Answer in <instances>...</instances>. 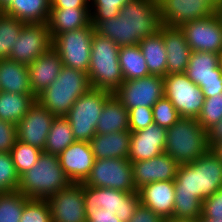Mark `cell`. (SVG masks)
<instances>
[{"label":"cell","mask_w":222,"mask_h":222,"mask_svg":"<svg viewBox=\"0 0 222 222\" xmlns=\"http://www.w3.org/2000/svg\"><path fill=\"white\" fill-rule=\"evenodd\" d=\"M25 24L15 17L0 13V60L9 59L10 51Z\"/></svg>","instance_id":"34"},{"label":"cell","mask_w":222,"mask_h":222,"mask_svg":"<svg viewBox=\"0 0 222 222\" xmlns=\"http://www.w3.org/2000/svg\"><path fill=\"white\" fill-rule=\"evenodd\" d=\"M90 23V8L51 9L47 26L53 40L58 34L84 28Z\"/></svg>","instance_id":"26"},{"label":"cell","mask_w":222,"mask_h":222,"mask_svg":"<svg viewBox=\"0 0 222 222\" xmlns=\"http://www.w3.org/2000/svg\"><path fill=\"white\" fill-rule=\"evenodd\" d=\"M209 149L216 143L222 142V120L206 131Z\"/></svg>","instance_id":"47"},{"label":"cell","mask_w":222,"mask_h":222,"mask_svg":"<svg viewBox=\"0 0 222 222\" xmlns=\"http://www.w3.org/2000/svg\"><path fill=\"white\" fill-rule=\"evenodd\" d=\"M35 101L34 95L0 91V119L17 124Z\"/></svg>","instance_id":"31"},{"label":"cell","mask_w":222,"mask_h":222,"mask_svg":"<svg viewBox=\"0 0 222 222\" xmlns=\"http://www.w3.org/2000/svg\"><path fill=\"white\" fill-rule=\"evenodd\" d=\"M185 74L203 92L204 98L222 93V69L219 54L212 52H191Z\"/></svg>","instance_id":"13"},{"label":"cell","mask_w":222,"mask_h":222,"mask_svg":"<svg viewBox=\"0 0 222 222\" xmlns=\"http://www.w3.org/2000/svg\"><path fill=\"white\" fill-rule=\"evenodd\" d=\"M41 153L39 148L17 140L10 152L17 173L21 176L29 171L38 162Z\"/></svg>","instance_id":"36"},{"label":"cell","mask_w":222,"mask_h":222,"mask_svg":"<svg viewBox=\"0 0 222 222\" xmlns=\"http://www.w3.org/2000/svg\"><path fill=\"white\" fill-rule=\"evenodd\" d=\"M219 66L222 69V51L219 53Z\"/></svg>","instance_id":"55"},{"label":"cell","mask_w":222,"mask_h":222,"mask_svg":"<svg viewBox=\"0 0 222 222\" xmlns=\"http://www.w3.org/2000/svg\"><path fill=\"white\" fill-rule=\"evenodd\" d=\"M120 47L94 32L88 78L91 88L114 92L124 81L119 64Z\"/></svg>","instance_id":"7"},{"label":"cell","mask_w":222,"mask_h":222,"mask_svg":"<svg viewBox=\"0 0 222 222\" xmlns=\"http://www.w3.org/2000/svg\"><path fill=\"white\" fill-rule=\"evenodd\" d=\"M28 197L19 191L0 193V222H20Z\"/></svg>","instance_id":"35"},{"label":"cell","mask_w":222,"mask_h":222,"mask_svg":"<svg viewBox=\"0 0 222 222\" xmlns=\"http://www.w3.org/2000/svg\"><path fill=\"white\" fill-rule=\"evenodd\" d=\"M87 222H121L116 215L113 217H95V219H87Z\"/></svg>","instance_id":"49"},{"label":"cell","mask_w":222,"mask_h":222,"mask_svg":"<svg viewBox=\"0 0 222 222\" xmlns=\"http://www.w3.org/2000/svg\"><path fill=\"white\" fill-rule=\"evenodd\" d=\"M90 8V0H51V9Z\"/></svg>","instance_id":"46"},{"label":"cell","mask_w":222,"mask_h":222,"mask_svg":"<svg viewBox=\"0 0 222 222\" xmlns=\"http://www.w3.org/2000/svg\"><path fill=\"white\" fill-rule=\"evenodd\" d=\"M13 0H0V11L3 12Z\"/></svg>","instance_id":"51"},{"label":"cell","mask_w":222,"mask_h":222,"mask_svg":"<svg viewBox=\"0 0 222 222\" xmlns=\"http://www.w3.org/2000/svg\"><path fill=\"white\" fill-rule=\"evenodd\" d=\"M167 129L155 123L137 132H131L129 157L131 162L150 160L164 153Z\"/></svg>","instance_id":"20"},{"label":"cell","mask_w":222,"mask_h":222,"mask_svg":"<svg viewBox=\"0 0 222 222\" xmlns=\"http://www.w3.org/2000/svg\"><path fill=\"white\" fill-rule=\"evenodd\" d=\"M157 2L164 26L180 27L186 22L216 13V10L205 0H157Z\"/></svg>","instance_id":"18"},{"label":"cell","mask_w":222,"mask_h":222,"mask_svg":"<svg viewBox=\"0 0 222 222\" xmlns=\"http://www.w3.org/2000/svg\"><path fill=\"white\" fill-rule=\"evenodd\" d=\"M140 204L151 209L164 220L172 219L175 189L174 181H158L147 184L137 190Z\"/></svg>","instance_id":"23"},{"label":"cell","mask_w":222,"mask_h":222,"mask_svg":"<svg viewBox=\"0 0 222 222\" xmlns=\"http://www.w3.org/2000/svg\"><path fill=\"white\" fill-rule=\"evenodd\" d=\"M0 91L33 95L27 65L10 59L0 60Z\"/></svg>","instance_id":"27"},{"label":"cell","mask_w":222,"mask_h":222,"mask_svg":"<svg viewBox=\"0 0 222 222\" xmlns=\"http://www.w3.org/2000/svg\"><path fill=\"white\" fill-rule=\"evenodd\" d=\"M209 150L207 134L195 118L181 117L167 128L165 153L179 165L196 161Z\"/></svg>","instance_id":"6"},{"label":"cell","mask_w":222,"mask_h":222,"mask_svg":"<svg viewBox=\"0 0 222 222\" xmlns=\"http://www.w3.org/2000/svg\"><path fill=\"white\" fill-rule=\"evenodd\" d=\"M51 10V0H13L3 11L26 24H47Z\"/></svg>","instance_id":"28"},{"label":"cell","mask_w":222,"mask_h":222,"mask_svg":"<svg viewBox=\"0 0 222 222\" xmlns=\"http://www.w3.org/2000/svg\"><path fill=\"white\" fill-rule=\"evenodd\" d=\"M131 1L133 0H90L92 25L95 26L98 22L117 17L119 9Z\"/></svg>","instance_id":"37"},{"label":"cell","mask_w":222,"mask_h":222,"mask_svg":"<svg viewBox=\"0 0 222 222\" xmlns=\"http://www.w3.org/2000/svg\"><path fill=\"white\" fill-rule=\"evenodd\" d=\"M17 141L16 124L0 119V153L11 152Z\"/></svg>","instance_id":"44"},{"label":"cell","mask_w":222,"mask_h":222,"mask_svg":"<svg viewBox=\"0 0 222 222\" xmlns=\"http://www.w3.org/2000/svg\"><path fill=\"white\" fill-rule=\"evenodd\" d=\"M131 132L129 130L110 134H96L90 141V147L96 160L129 157Z\"/></svg>","instance_id":"25"},{"label":"cell","mask_w":222,"mask_h":222,"mask_svg":"<svg viewBox=\"0 0 222 222\" xmlns=\"http://www.w3.org/2000/svg\"><path fill=\"white\" fill-rule=\"evenodd\" d=\"M208 2L215 10H217L218 6L221 4L222 0H205Z\"/></svg>","instance_id":"52"},{"label":"cell","mask_w":222,"mask_h":222,"mask_svg":"<svg viewBox=\"0 0 222 222\" xmlns=\"http://www.w3.org/2000/svg\"><path fill=\"white\" fill-rule=\"evenodd\" d=\"M20 222H52L47 200L29 199L24 205Z\"/></svg>","instance_id":"40"},{"label":"cell","mask_w":222,"mask_h":222,"mask_svg":"<svg viewBox=\"0 0 222 222\" xmlns=\"http://www.w3.org/2000/svg\"><path fill=\"white\" fill-rule=\"evenodd\" d=\"M52 222H87L83 184L71 183L47 199Z\"/></svg>","instance_id":"16"},{"label":"cell","mask_w":222,"mask_h":222,"mask_svg":"<svg viewBox=\"0 0 222 222\" xmlns=\"http://www.w3.org/2000/svg\"><path fill=\"white\" fill-rule=\"evenodd\" d=\"M152 113L154 123L166 129L181 118L171 101L165 96L152 107Z\"/></svg>","instance_id":"41"},{"label":"cell","mask_w":222,"mask_h":222,"mask_svg":"<svg viewBox=\"0 0 222 222\" xmlns=\"http://www.w3.org/2000/svg\"><path fill=\"white\" fill-rule=\"evenodd\" d=\"M60 166L72 183H83L95 163L88 142L75 141L59 156Z\"/></svg>","instance_id":"21"},{"label":"cell","mask_w":222,"mask_h":222,"mask_svg":"<svg viewBox=\"0 0 222 222\" xmlns=\"http://www.w3.org/2000/svg\"><path fill=\"white\" fill-rule=\"evenodd\" d=\"M192 52L222 51V22L215 13L212 16L186 22L180 26Z\"/></svg>","instance_id":"14"},{"label":"cell","mask_w":222,"mask_h":222,"mask_svg":"<svg viewBox=\"0 0 222 222\" xmlns=\"http://www.w3.org/2000/svg\"><path fill=\"white\" fill-rule=\"evenodd\" d=\"M199 222H222V218L220 220L215 219H205L203 216L199 218Z\"/></svg>","instance_id":"53"},{"label":"cell","mask_w":222,"mask_h":222,"mask_svg":"<svg viewBox=\"0 0 222 222\" xmlns=\"http://www.w3.org/2000/svg\"><path fill=\"white\" fill-rule=\"evenodd\" d=\"M179 164L170 155L161 153L150 160L132 162L136 190L158 181H174Z\"/></svg>","instance_id":"19"},{"label":"cell","mask_w":222,"mask_h":222,"mask_svg":"<svg viewBox=\"0 0 222 222\" xmlns=\"http://www.w3.org/2000/svg\"><path fill=\"white\" fill-rule=\"evenodd\" d=\"M82 184L124 192L137 191L133 180L132 162L124 158L95 160L88 177Z\"/></svg>","instance_id":"11"},{"label":"cell","mask_w":222,"mask_h":222,"mask_svg":"<svg viewBox=\"0 0 222 222\" xmlns=\"http://www.w3.org/2000/svg\"><path fill=\"white\" fill-rule=\"evenodd\" d=\"M222 187V162L208 150L189 164L179 165L174 180V219H199L203 201Z\"/></svg>","instance_id":"1"},{"label":"cell","mask_w":222,"mask_h":222,"mask_svg":"<svg viewBox=\"0 0 222 222\" xmlns=\"http://www.w3.org/2000/svg\"><path fill=\"white\" fill-rule=\"evenodd\" d=\"M129 130V111L114 94L105 102L96 127V134Z\"/></svg>","instance_id":"29"},{"label":"cell","mask_w":222,"mask_h":222,"mask_svg":"<svg viewBox=\"0 0 222 222\" xmlns=\"http://www.w3.org/2000/svg\"><path fill=\"white\" fill-rule=\"evenodd\" d=\"M83 198L87 219L116 217L129 222L140 204L138 192H124L112 188L83 185Z\"/></svg>","instance_id":"4"},{"label":"cell","mask_w":222,"mask_h":222,"mask_svg":"<svg viewBox=\"0 0 222 222\" xmlns=\"http://www.w3.org/2000/svg\"><path fill=\"white\" fill-rule=\"evenodd\" d=\"M217 15L220 17L221 22H222V2L221 4L218 6L217 10H216Z\"/></svg>","instance_id":"54"},{"label":"cell","mask_w":222,"mask_h":222,"mask_svg":"<svg viewBox=\"0 0 222 222\" xmlns=\"http://www.w3.org/2000/svg\"><path fill=\"white\" fill-rule=\"evenodd\" d=\"M89 89L88 73L63 66L57 79L36 100L55 117H65L75 101Z\"/></svg>","instance_id":"5"},{"label":"cell","mask_w":222,"mask_h":222,"mask_svg":"<svg viewBox=\"0 0 222 222\" xmlns=\"http://www.w3.org/2000/svg\"><path fill=\"white\" fill-rule=\"evenodd\" d=\"M55 116L37 100L16 124L17 140L44 151L46 139Z\"/></svg>","instance_id":"17"},{"label":"cell","mask_w":222,"mask_h":222,"mask_svg":"<svg viewBox=\"0 0 222 222\" xmlns=\"http://www.w3.org/2000/svg\"><path fill=\"white\" fill-rule=\"evenodd\" d=\"M27 67L32 93L37 97L57 79L63 63L59 52L51 46Z\"/></svg>","instance_id":"22"},{"label":"cell","mask_w":222,"mask_h":222,"mask_svg":"<svg viewBox=\"0 0 222 222\" xmlns=\"http://www.w3.org/2000/svg\"><path fill=\"white\" fill-rule=\"evenodd\" d=\"M52 44L47 24H25L10 51L9 59L28 66L47 51Z\"/></svg>","instance_id":"15"},{"label":"cell","mask_w":222,"mask_h":222,"mask_svg":"<svg viewBox=\"0 0 222 222\" xmlns=\"http://www.w3.org/2000/svg\"><path fill=\"white\" fill-rule=\"evenodd\" d=\"M167 53V74L185 73L189 63L191 48L180 27H160Z\"/></svg>","instance_id":"24"},{"label":"cell","mask_w":222,"mask_h":222,"mask_svg":"<svg viewBox=\"0 0 222 222\" xmlns=\"http://www.w3.org/2000/svg\"><path fill=\"white\" fill-rule=\"evenodd\" d=\"M165 222H199V219H169Z\"/></svg>","instance_id":"50"},{"label":"cell","mask_w":222,"mask_h":222,"mask_svg":"<svg viewBox=\"0 0 222 222\" xmlns=\"http://www.w3.org/2000/svg\"><path fill=\"white\" fill-rule=\"evenodd\" d=\"M112 95L107 90L91 88L75 101L65 118L70 123L76 141L89 143L96 135L102 109Z\"/></svg>","instance_id":"8"},{"label":"cell","mask_w":222,"mask_h":222,"mask_svg":"<svg viewBox=\"0 0 222 222\" xmlns=\"http://www.w3.org/2000/svg\"><path fill=\"white\" fill-rule=\"evenodd\" d=\"M75 141L69 121L65 117H55L51 124L43 152L59 156Z\"/></svg>","instance_id":"33"},{"label":"cell","mask_w":222,"mask_h":222,"mask_svg":"<svg viewBox=\"0 0 222 222\" xmlns=\"http://www.w3.org/2000/svg\"><path fill=\"white\" fill-rule=\"evenodd\" d=\"M154 123L152 107H137L129 110V131L137 132Z\"/></svg>","instance_id":"42"},{"label":"cell","mask_w":222,"mask_h":222,"mask_svg":"<svg viewBox=\"0 0 222 222\" xmlns=\"http://www.w3.org/2000/svg\"><path fill=\"white\" fill-rule=\"evenodd\" d=\"M222 120V93L205 98L197 122L207 131L214 124Z\"/></svg>","instance_id":"39"},{"label":"cell","mask_w":222,"mask_h":222,"mask_svg":"<svg viewBox=\"0 0 222 222\" xmlns=\"http://www.w3.org/2000/svg\"><path fill=\"white\" fill-rule=\"evenodd\" d=\"M165 221L166 220H164L158 214L154 213L148 207L139 204L129 222H165Z\"/></svg>","instance_id":"45"},{"label":"cell","mask_w":222,"mask_h":222,"mask_svg":"<svg viewBox=\"0 0 222 222\" xmlns=\"http://www.w3.org/2000/svg\"><path fill=\"white\" fill-rule=\"evenodd\" d=\"M138 46L147 62L149 74L164 77L167 74V53L161 30L145 37Z\"/></svg>","instance_id":"30"},{"label":"cell","mask_w":222,"mask_h":222,"mask_svg":"<svg viewBox=\"0 0 222 222\" xmlns=\"http://www.w3.org/2000/svg\"><path fill=\"white\" fill-rule=\"evenodd\" d=\"M209 150L222 162V142L214 144Z\"/></svg>","instance_id":"48"},{"label":"cell","mask_w":222,"mask_h":222,"mask_svg":"<svg viewBox=\"0 0 222 222\" xmlns=\"http://www.w3.org/2000/svg\"><path fill=\"white\" fill-rule=\"evenodd\" d=\"M146 63L138 44L120 47L119 64L124 80L138 79L150 75Z\"/></svg>","instance_id":"32"},{"label":"cell","mask_w":222,"mask_h":222,"mask_svg":"<svg viewBox=\"0 0 222 222\" xmlns=\"http://www.w3.org/2000/svg\"><path fill=\"white\" fill-rule=\"evenodd\" d=\"M202 216L205 219L222 218V187L203 201Z\"/></svg>","instance_id":"43"},{"label":"cell","mask_w":222,"mask_h":222,"mask_svg":"<svg viewBox=\"0 0 222 222\" xmlns=\"http://www.w3.org/2000/svg\"><path fill=\"white\" fill-rule=\"evenodd\" d=\"M164 78L158 75L124 80L113 92L114 96L129 111L137 107H153L164 97Z\"/></svg>","instance_id":"12"},{"label":"cell","mask_w":222,"mask_h":222,"mask_svg":"<svg viewBox=\"0 0 222 222\" xmlns=\"http://www.w3.org/2000/svg\"><path fill=\"white\" fill-rule=\"evenodd\" d=\"M162 25L157 0H133L119 9L117 17L98 22L94 31L125 47L157 33Z\"/></svg>","instance_id":"2"},{"label":"cell","mask_w":222,"mask_h":222,"mask_svg":"<svg viewBox=\"0 0 222 222\" xmlns=\"http://www.w3.org/2000/svg\"><path fill=\"white\" fill-rule=\"evenodd\" d=\"M94 26L58 34L52 46L59 52L63 66L88 73L92 50Z\"/></svg>","instance_id":"9"},{"label":"cell","mask_w":222,"mask_h":222,"mask_svg":"<svg viewBox=\"0 0 222 222\" xmlns=\"http://www.w3.org/2000/svg\"><path fill=\"white\" fill-rule=\"evenodd\" d=\"M20 175L9 152L0 153V193L17 191Z\"/></svg>","instance_id":"38"},{"label":"cell","mask_w":222,"mask_h":222,"mask_svg":"<svg viewBox=\"0 0 222 222\" xmlns=\"http://www.w3.org/2000/svg\"><path fill=\"white\" fill-rule=\"evenodd\" d=\"M71 183L60 166L58 156L42 151L38 162L20 176L17 191L29 199L47 200Z\"/></svg>","instance_id":"3"},{"label":"cell","mask_w":222,"mask_h":222,"mask_svg":"<svg viewBox=\"0 0 222 222\" xmlns=\"http://www.w3.org/2000/svg\"><path fill=\"white\" fill-rule=\"evenodd\" d=\"M164 96L168 98L180 117L197 119L201 113L204 95L185 73L166 74Z\"/></svg>","instance_id":"10"}]
</instances>
